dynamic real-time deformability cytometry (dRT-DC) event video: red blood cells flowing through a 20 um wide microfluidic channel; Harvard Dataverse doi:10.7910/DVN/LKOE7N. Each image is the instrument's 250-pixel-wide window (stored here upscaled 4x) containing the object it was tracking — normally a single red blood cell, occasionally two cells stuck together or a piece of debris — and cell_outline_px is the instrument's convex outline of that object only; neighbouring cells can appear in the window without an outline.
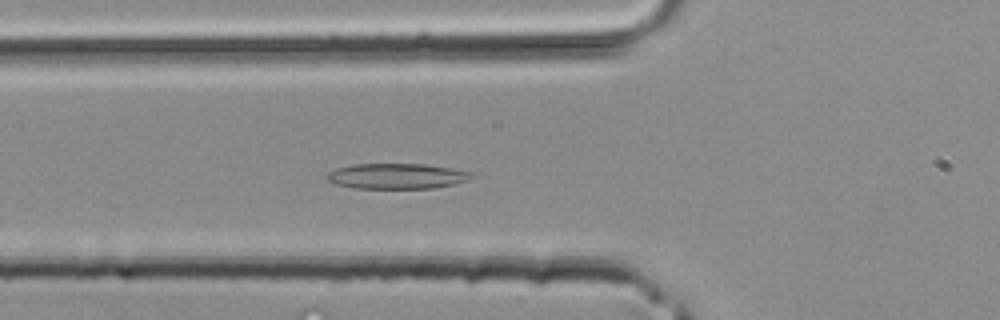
{"species": "common noctule bat (a hibernating species)", "species_latin": "Nyctalus noctula", "temperature_condition": "room temperature", "stored_images_in_passage": 28, "camera_frame_rate_fps": 3000, "um_per_image_px": 0.085, "animal": {"sex": "male", "body_mass_g": 20.4}, "frame": {"image": 1, "passage_image": 3, "time_ms": 0.667, "image_size_px": [1000, 320], "cell_outline_px": [[472, 176], [468, 180], [436, 188], [356, 188], [336, 184], [328, 180], [328, 172], [336, 168], [352, 164], [424, 164], [452, 168], [472, 172]], "centroid_in_image_um": [33.73, 14.96], "position_along_channel_um": 92.1, "area_um2": 21.27}}
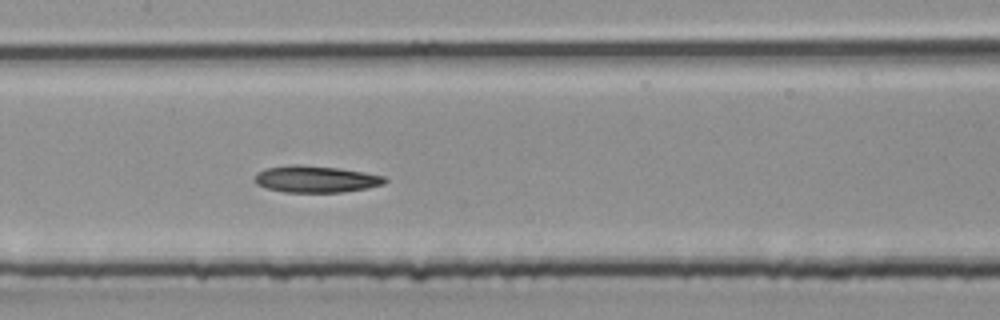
{"frame": {"image": 2, "passage_image": 8, "time_ms": 2.333, "image_size_px": [1000, 320], "cell_outline_px": [[388, 180], [384, 184], [368, 188], [340, 192], [284, 192], [264, 188], [256, 184], [256, 172], [264, 168], [292, 164], [296, 164], [340, 168], [364, 172], [384, 176]], "centroid_in_image_um": [26.83, 15.22], "position_along_channel_um": 180.6, "area_um2": 20.4}}
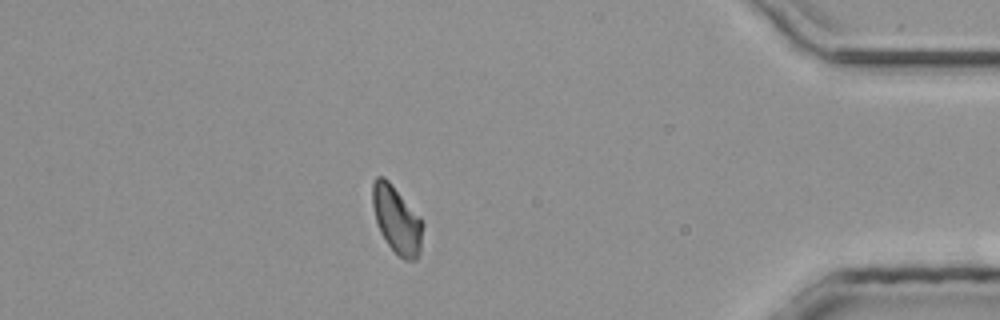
{"frame": {"image": 3, "passage_image": 23, "time_ms": 7.333, "image_size_px": [1000, 320], "cell_outline_px": [[424, 224], [420, 252], [416, 260], [404, 260], [388, 244], [380, 232], [376, 220], [372, 204], [372, 184], [376, 176], [384, 176], [388, 180], [420, 216]], "centroid_in_image_um": [33.74, 18.67], "position_along_channel_um": 401.5, "area_um2": 19.71}}